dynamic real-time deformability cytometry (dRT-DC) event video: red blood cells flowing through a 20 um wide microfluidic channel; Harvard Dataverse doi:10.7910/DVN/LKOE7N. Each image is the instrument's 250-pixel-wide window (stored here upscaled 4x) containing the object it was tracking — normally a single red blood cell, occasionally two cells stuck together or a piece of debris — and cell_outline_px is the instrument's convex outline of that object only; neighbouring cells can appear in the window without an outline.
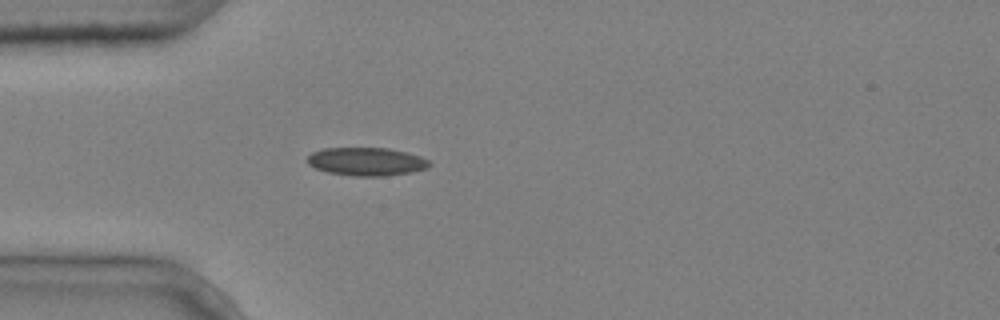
{"species": "common noctule bat (a hibernating species)", "species_latin": "Nyctalus noctula", "temperature_condition": "cold", "stored_images_in_passage": 4, "camera_frame_rate_fps": 3000, "um_per_image_px": 0.085, "animal": {"sex": "male", "body_mass_g": 20.4}, "frame": {"image": 1, "passage_image": 4, "time_ms": 1.0, "image_size_px": [1000, 320], "cell_outline_px": [[432, 164], [428, 168], [412, 172], [384, 176], [352, 176], [328, 172], [316, 168], [308, 164], [304, 160], [312, 152], [324, 148], [388, 148], [420, 156], [428, 160]], "centroid_in_image_um": [31.13, 13.74], "position_along_channel_um": 53.9, "area_um2": 20.11}}